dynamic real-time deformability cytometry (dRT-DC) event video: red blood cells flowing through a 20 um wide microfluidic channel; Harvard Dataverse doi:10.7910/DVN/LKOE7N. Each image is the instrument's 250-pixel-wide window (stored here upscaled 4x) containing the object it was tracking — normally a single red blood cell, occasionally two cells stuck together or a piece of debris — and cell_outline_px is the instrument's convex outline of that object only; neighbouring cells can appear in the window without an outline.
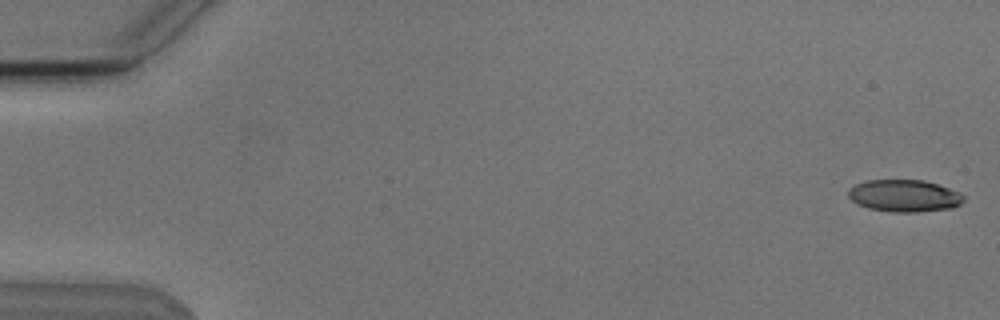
{"species": "Egyptian fruit bat (a non-hibernating species)", "species_latin": "Rousettus aegyptiacus", "temperature_condition": "cold", "stored_images_in_passage": 5, "camera_frame_rate_fps": 3000, "um_per_image_px": 0.085, "animal": {"sex": "male"}, "frame": {"image": 1, "passage_image": 1, "time_ms": 0.0, "image_size_px": [1000, 320], "cell_outline_px": [[964, 200], [960, 204], [952, 208], [916, 212], [892, 212], [868, 208], [856, 204], [848, 196], [848, 188], [856, 184], [868, 180], [924, 180], [960, 192], [964, 196]], "centroid_in_image_um": [76.85, 16.64], "position_along_channel_um": 8.2, "area_um2": 21.62}}
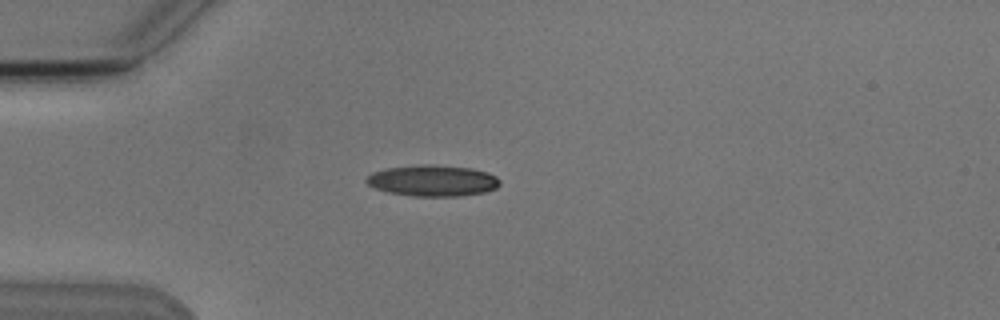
{"frame": {"image": 2, "passage_image": 5, "time_ms": 4.667, "image_size_px": [1000, 320], "cell_outline_px": [[500, 184], [496, 188], [484, 192], [460, 196], [412, 196], [388, 192], [376, 188], [368, 184], [364, 180], [372, 172], [388, 168], [424, 164], [428, 164], [472, 168], [496, 176], [500, 180]], "centroid_in_image_um": [36.78, 15.36], "position_along_channel_um": 48.2, "area_um2": 24.1}}